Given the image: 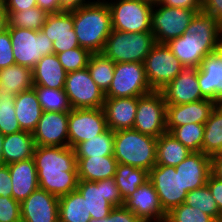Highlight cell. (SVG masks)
<instances>
[{"label": "cell", "instance_id": "cell-37", "mask_svg": "<svg viewBox=\"0 0 222 222\" xmlns=\"http://www.w3.org/2000/svg\"><path fill=\"white\" fill-rule=\"evenodd\" d=\"M115 64L102 53L92 54L89 59L87 68L93 81L104 94L108 91L114 78Z\"/></svg>", "mask_w": 222, "mask_h": 222}, {"label": "cell", "instance_id": "cell-35", "mask_svg": "<svg viewBox=\"0 0 222 222\" xmlns=\"http://www.w3.org/2000/svg\"><path fill=\"white\" fill-rule=\"evenodd\" d=\"M114 131L107 129L105 132L92 139L81 142L74 147L76 157H99L113 155Z\"/></svg>", "mask_w": 222, "mask_h": 222}, {"label": "cell", "instance_id": "cell-59", "mask_svg": "<svg viewBox=\"0 0 222 222\" xmlns=\"http://www.w3.org/2000/svg\"><path fill=\"white\" fill-rule=\"evenodd\" d=\"M220 49L222 50V26H221V37H220Z\"/></svg>", "mask_w": 222, "mask_h": 222}, {"label": "cell", "instance_id": "cell-18", "mask_svg": "<svg viewBox=\"0 0 222 222\" xmlns=\"http://www.w3.org/2000/svg\"><path fill=\"white\" fill-rule=\"evenodd\" d=\"M32 135L36 146H69L68 113L43 112Z\"/></svg>", "mask_w": 222, "mask_h": 222}, {"label": "cell", "instance_id": "cell-47", "mask_svg": "<svg viewBox=\"0 0 222 222\" xmlns=\"http://www.w3.org/2000/svg\"><path fill=\"white\" fill-rule=\"evenodd\" d=\"M211 195L216 201V204L222 213V180L216 177L212 172L208 176L207 184Z\"/></svg>", "mask_w": 222, "mask_h": 222}, {"label": "cell", "instance_id": "cell-36", "mask_svg": "<svg viewBox=\"0 0 222 222\" xmlns=\"http://www.w3.org/2000/svg\"><path fill=\"white\" fill-rule=\"evenodd\" d=\"M6 24L12 27L39 31L44 25L48 13L38 6L23 11H3Z\"/></svg>", "mask_w": 222, "mask_h": 222}, {"label": "cell", "instance_id": "cell-8", "mask_svg": "<svg viewBox=\"0 0 222 222\" xmlns=\"http://www.w3.org/2000/svg\"><path fill=\"white\" fill-rule=\"evenodd\" d=\"M201 9L175 8L155 3L151 12V32L156 43L166 44L185 33Z\"/></svg>", "mask_w": 222, "mask_h": 222}, {"label": "cell", "instance_id": "cell-15", "mask_svg": "<svg viewBox=\"0 0 222 222\" xmlns=\"http://www.w3.org/2000/svg\"><path fill=\"white\" fill-rule=\"evenodd\" d=\"M107 129L102 108L72 109L68 113V141L71 148L102 134Z\"/></svg>", "mask_w": 222, "mask_h": 222}, {"label": "cell", "instance_id": "cell-23", "mask_svg": "<svg viewBox=\"0 0 222 222\" xmlns=\"http://www.w3.org/2000/svg\"><path fill=\"white\" fill-rule=\"evenodd\" d=\"M212 157L203 152H192L179 165L175 166L179 171L182 187L190 192L207 184L211 173Z\"/></svg>", "mask_w": 222, "mask_h": 222}, {"label": "cell", "instance_id": "cell-5", "mask_svg": "<svg viewBox=\"0 0 222 222\" xmlns=\"http://www.w3.org/2000/svg\"><path fill=\"white\" fill-rule=\"evenodd\" d=\"M155 44L152 32L128 33L112 29L102 54L114 63H144Z\"/></svg>", "mask_w": 222, "mask_h": 222}, {"label": "cell", "instance_id": "cell-13", "mask_svg": "<svg viewBox=\"0 0 222 222\" xmlns=\"http://www.w3.org/2000/svg\"><path fill=\"white\" fill-rule=\"evenodd\" d=\"M64 90L72 109L103 107L105 94L93 81L87 67L68 72Z\"/></svg>", "mask_w": 222, "mask_h": 222}, {"label": "cell", "instance_id": "cell-28", "mask_svg": "<svg viewBox=\"0 0 222 222\" xmlns=\"http://www.w3.org/2000/svg\"><path fill=\"white\" fill-rule=\"evenodd\" d=\"M36 143L31 132L19 131L4 135L3 164L9 165L33 158Z\"/></svg>", "mask_w": 222, "mask_h": 222}, {"label": "cell", "instance_id": "cell-52", "mask_svg": "<svg viewBox=\"0 0 222 222\" xmlns=\"http://www.w3.org/2000/svg\"><path fill=\"white\" fill-rule=\"evenodd\" d=\"M60 10L70 12L92 3L91 0H58Z\"/></svg>", "mask_w": 222, "mask_h": 222}, {"label": "cell", "instance_id": "cell-48", "mask_svg": "<svg viewBox=\"0 0 222 222\" xmlns=\"http://www.w3.org/2000/svg\"><path fill=\"white\" fill-rule=\"evenodd\" d=\"M9 167L0 165V196L12 197V183Z\"/></svg>", "mask_w": 222, "mask_h": 222}, {"label": "cell", "instance_id": "cell-39", "mask_svg": "<svg viewBox=\"0 0 222 222\" xmlns=\"http://www.w3.org/2000/svg\"><path fill=\"white\" fill-rule=\"evenodd\" d=\"M184 203L191 207L200 209L203 213L212 217L216 222H222V213L220 212L207 185L188 192Z\"/></svg>", "mask_w": 222, "mask_h": 222}, {"label": "cell", "instance_id": "cell-49", "mask_svg": "<svg viewBox=\"0 0 222 222\" xmlns=\"http://www.w3.org/2000/svg\"><path fill=\"white\" fill-rule=\"evenodd\" d=\"M201 10L213 15L222 24V0H205Z\"/></svg>", "mask_w": 222, "mask_h": 222}, {"label": "cell", "instance_id": "cell-17", "mask_svg": "<svg viewBox=\"0 0 222 222\" xmlns=\"http://www.w3.org/2000/svg\"><path fill=\"white\" fill-rule=\"evenodd\" d=\"M41 30L53 43V54L80 47L74 31L72 11L48 14Z\"/></svg>", "mask_w": 222, "mask_h": 222}, {"label": "cell", "instance_id": "cell-6", "mask_svg": "<svg viewBox=\"0 0 222 222\" xmlns=\"http://www.w3.org/2000/svg\"><path fill=\"white\" fill-rule=\"evenodd\" d=\"M10 33L15 64L33 69L43 57L53 54V43L42 31L5 25Z\"/></svg>", "mask_w": 222, "mask_h": 222}, {"label": "cell", "instance_id": "cell-54", "mask_svg": "<svg viewBox=\"0 0 222 222\" xmlns=\"http://www.w3.org/2000/svg\"><path fill=\"white\" fill-rule=\"evenodd\" d=\"M211 172L222 180V153L212 156Z\"/></svg>", "mask_w": 222, "mask_h": 222}, {"label": "cell", "instance_id": "cell-55", "mask_svg": "<svg viewBox=\"0 0 222 222\" xmlns=\"http://www.w3.org/2000/svg\"><path fill=\"white\" fill-rule=\"evenodd\" d=\"M3 141H4V135L0 132V165H3V152H2Z\"/></svg>", "mask_w": 222, "mask_h": 222}, {"label": "cell", "instance_id": "cell-24", "mask_svg": "<svg viewBox=\"0 0 222 222\" xmlns=\"http://www.w3.org/2000/svg\"><path fill=\"white\" fill-rule=\"evenodd\" d=\"M138 97L105 98L103 111L107 127L118 131L132 129L137 112Z\"/></svg>", "mask_w": 222, "mask_h": 222}, {"label": "cell", "instance_id": "cell-46", "mask_svg": "<svg viewBox=\"0 0 222 222\" xmlns=\"http://www.w3.org/2000/svg\"><path fill=\"white\" fill-rule=\"evenodd\" d=\"M15 65L12 43L9 31L4 27L0 31V70Z\"/></svg>", "mask_w": 222, "mask_h": 222}, {"label": "cell", "instance_id": "cell-61", "mask_svg": "<svg viewBox=\"0 0 222 222\" xmlns=\"http://www.w3.org/2000/svg\"><path fill=\"white\" fill-rule=\"evenodd\" d=\"M147 222H149V221H147ZM156 222H167V220L163 219V220H159V221H156Z\"/></svg>", "mask_w": 222, "mask_h": 222}, {"label": "cell", "instance_id": "cell-26", "mask_svg": "<svg viewBox=\"0 0 222 222\" xmlns=\"http://www.w3.org/2000/svg\"><path fill=\"white\" fill-rule=\"evenodd\" d=\"M34 86L64 89L67 72L56 54L43 56L32 69Z\"/></svg>", "mask_w": 222, "mask_h": 222}, {"label": "cell", "instance_id": "cell-29", "mask_svg": "<svg viewBox=\"0 0 222 222\" xmlns=\"http://www.w3.org/2000/svg\"><path fill=\"white\" fill-rule=\"evenodd\" d=\"M14 107L21 130L32 133L43 113L35 90L32 88L17 94Z\"/></svg>", "mask_w": 222, "mask_h": 222}, {"label": "cell", "instance_id": "cell-25", "mask_svg": "<svg viewBox=\"0 0 222 222\" xmlns=\"http://www.w3.org/2000/svg\"><path fill=\"white\" fill-rule=\"evenodd\" d=\"M12 183V197L23 202L39 188L34 159H26L8 165Z\"/></svg>", "mask_w": 222, "mask_h": 222}, {"label": "cell", "instance_id": "cell-3", "mask_svg": "<svg viewBox=\"0 0 222 222\" xmlns=\"http://www.w3.org/2000/svg\"><path fill=\"white\" fill-rule=\"evenodd\" d=\"M74 31L80 47L92 54L102 53L112 31L111 14L106 0H97L72 11Z\"/></svg>", "mask_w": 222, "mask_h": 222}, {"label": "cell", "instance_id": "cell-14", "mask_svg": "<svg viewBox=\"0 0 222 222\" xmlns=\"http://www.w3.org/2000/svg\"><path fill=\"white\" fill-rule=\"evenodd\" d=\"M148 180L154 186L166 214L184 203L188 192L182 187L181 176L175 166L155 165L149 171Z\"/></svg>", "mask_w": 222, "mask_h": 222}, {"label": "cell", "instance_id": "cell-51", "mask_svg": "<svg viewBox=\"0 0 222 222\" xmlns=\"http://www.w3.org/2000/svg\"><path fill=\"white\" fill-rule=\"evenodd\" d=\"M161 5L185 9H201V4L197 0H160Z\"/></svg>", "mask_w": 222, "mask_h": 222}, {"label": "cell", "instance_id": "cell-34", "mask_svg": "<svg viewBox=\"0 0 222 222\" xmlns=\"http://www.w3.org/2000/svg\"><path fill=\"white\" fill-rule=\"evenodd\" d=\"M114 179L124 201L130 194L137 190L139 186L148 181L149 171L118 163Z\"/></svg>", "mask_w": 222, "mask_h": 222}, {"label": "cell", "instance_id": "cell-31", "mask_svg": "<svg viewBox=\"0 0 222 222\" xmlns=\"http://www.w3.org/2000/svg\"><path fill=\"white\" fill-rule=\"evenodd\" d=\"M191 153L169 132L163 133L157 138L156 165L177 166Z\"/></svg>", "mask_w": 222, "mask_h": 222}, {"label": "cell", "instance_id": "cell-44", "mask_svg": "<svg viewBox=\"0 0 222 222\" xmlns=\"http://www.w3.org/2000/svg\"><path fill=\"white\" fill-rule=\"evenodd\" d=\"M0 222H21L20 203L13 197L0 196Z\"/></svg>", "mask_w": 222, "mask_h": 222}, {"label": "cell", "instance_id": "cell-50", "mask_svg": "<svg viewBox=\"0 0 222 222\" xmlns=\"http://www.w3.org/2000/svg\"><path fill=\"white\" fill-rule=\"evenodd\" d=\"M37 6V0H6L3 11H23Z\"/></svg>", "mask_w": 222, "mask_h": 222}, {"label": "cell", "instance_id": "cell-42", "mask_svg": "<svg viewBox=\"0 0 222 222\" xmlns=\"http://www.w3.org/2000/svg\"><path fill=\"white\" fill-rule=\"evenodd\" d=\"M56 55L62 67L68 73L86 68L92 53L85 48L77 47Z\"/></svg>", "mask_w": 222, "mask_h": 222}, {"label": "cell", "instance_id": "cell-21", "mask_svg": "<svg viewBox=\"0 0 222 222\" xmlns=\"http://www.w3.org/2000/svg\"><path fill=\"white\" fill-rule=\"evenodd\" d=\"M198 84L206 99L222 104V50L207 55L197 70Z\"/></svg>", "mask_w": 222, "mask_h": 222}, {"label": "cell", "instance_id": "cell-16", "mask_svg": "<svg viewBox=\"0 0 222 222\" xmlns=\"http://www.w3.org/2000/svg\"><path fill=\"white\" fill-rule=\"evenodd\" d=\"M197 67H185L162 90L166 105H181L206 99L200 90Z\"/></svg>", "mask_w": 222, "mask_h": 222}, {"label": "cell", "instance_id": "cell-4", "mask_svg": "<svg viewBox=\"0 0 222 222\" xmlns=\"http://www.w3.org/2000/svg\"><path fill=\"white\" fill-rule=\"evenodd\" d=\"M157 138L135 129L114 132L113 156L117 163L150 171L156 165Z\"/></svg>", "mask_w": 222, "mask_h": 222}, {"label": "cell", "instance_id": "cell-60", "mask_svg": "<svg viewBox=\"0 0 222 222\" xmlns=\"http://www.w3.org/2000/svg\"><path fill=\"white\" fill-rule=\"evenodd\" d=\"M2 93V81H1V78H0V94Z\"/></svg>", "mask_w": 222, "mask_h": 222}, {"label": "cell", "instance_id": "cell-40", "mask_svg": "<svg viewBox=\"0 0 222 222\" xmlns=\"http://www.w3.org/2000/svg\"><path fill=\"white\" fill-rule=\"evenodd\" d=\"M169 133L191 152H202L204 124L188 123L174 127Z\"/></svg>", "mask_w": 222, "mask_h": 222}, {"label": "cell", "instance_id": "cell-11", "mask_svg": "<svg viewBox=\"0 0 222 222\" xmlns=\"http://www.w3.org/2000/svg\"><path fill=\"white\" fill-rule=\"evenodd\" d=\"M145 75L151 89L161 91L185 68L166 44L156 43L144 61Z\"/></svg>", "mask_w": 222, "mask_h": 222}, {"label": "cell", "instance_id": "cell-45", "mask_svg": "<svg viewBox=\"0 0 222 222\" xmlns=\"http://www.w3.org/2000/svg\"><path fill=\"white\" fill-rule=\"evenodd\" d=\"M89 222H143L135 213L124 205L114 207L108 216L104 218H91Z\"/></svg>", "mask_w": 222, "mask_h": 222}, {"label": "cell", "instance_id": "cell-1", "mask_svg": "<svg viewBox=\"0 0 222 222\" xmlns=\"http://www.w3.org/2000/svg\"><path fill=\"white\" fill-rule=\"evenodd\" d=\"M39 188L57 197L77 189V159L70 146H36L33 155Z\"/></svg>", "mask_w": 222, "mask_h": 222}, {"label": "cell", "instance_id": "cell-58", "mask_svg": "<svg viewBox=\"0 0 222 222\" xmlns=\"http://www.w3.org/2000/svg\"><path fill=\"white\" fill-rule=\"evenodd\" d=\"M145 1L155 4V3H158L160 0H145Z\"/></svg>", "mask_w": 222, "mask_h": 222}, {"label": "cell", "instance_id": "cell-20", "mask_svg": "<svg viewBox=\"0 0 222 222\" xmlns=\"http://www.w3.org/2000/svg\"><path fill=\"white\" fill-rule=\"evenodd\" d=\"M123 205L135 213L143 222H156L166 219L158 194L148 180L130 194Z\"/></svg>", "mask_w": 222, "mask_h": 222}, {"label": "cell", "instance_id": "cell-53", "mask_svg": "<svg viewBox=\"0 0 222 222\" xmlns=\"http://www.w3.org/2000/svg\"><path fill=\"white\" fill-rule=\"evenodd\" d=\"M37 6L48 14L62 12L58 0H37Z\"/></svg>", "mask_w": 222, "mask_h": 222}, {"label": "cell", "instance_id": "cell-56", "mask_svg": "<svg viewBox=\"0 0 222 222\" xmlns=\"http://www.w3.org/2000/svg\"><path fill=\"white\" fill-rule=\"evenodd\" d=\"M6 24V17L3 14V11L0 10V31H2Z\"/></svg>", "mask_w": 222, "mask_h": 222}, {"label": "cell", "instance_id": "cell-32", "mask_svg": "<svg viewBox=\"0 0 222 222\" xmlns=\"http://www.w3.org/2000/svg\"><path fill=\"white\" fill-rule=\"evenodd\" d=\"M59 222H89L91 215L85 198L77 191L59 197Z\"/></svg>", "mask_w": 222, "mask_h": 222}, {"label": "cell", "instance_id": "cell-30", "mask_svg": "<svg viewBox=\"0 0 222 222\" xmlns=\"http://www.w3.org/2000/svg\"><path fill=\"white\" fill-rule=\"evenodd\" d=\"M2 93L16 96L34 87L32 69L21 65H12L0 70Z\"/></svg>", "mask_w": 222, "mask_h": 222}, {"label": "cell", "instance_id": "cell-19", "mask_svg": "<svg viewBox=\"0 0 222 222\" xmlns=\"http://www.w3.org/2000/svg\"><path fill=\"white\" fill-rule=\"evenodd\" d=\"M21 222H59V197L38 188L20 203Z\"/></svg>", "mask_w": 222, "mask_h": 222}, {"label": "cell", "instance_id": "cell-22", "mask_svg": "<svg viewBox=\"0 0 222 222\" xmlns=\"http://www.w3.org/2000/svg\"><path fill=\"white\" fill-rule=\"evenodd\" d=\"M216 105L217 103L210 99L181 105H167V132H170L174 127L188 123L205 124Z\"/></svg>", "mask_w": 222, "mask_h": 222}, {"label": "cell", "instance_id": "cell-10", "mask_svg": "<svg viewBox=\"0 0 222 222\" xmlns=\"http://www.w3.org/2000/svg\"><path fill=\"white\" fill-rule=\"evenodd\" d=\"M152 91L144 63L122 62L115 64L114 78L105 98L140 97Z\"/></svg>", "mask_w": 222, "mask_h": 222}, {"label": "cell", "instance_id": "cell-38", "mask_svg": "<svg viewBox=\"0 0 222 222\" xmlns=\"http://www.w3.org/2000/svg\"><path fill=\"white\" fill-rule=\"evenodd\" d=\"M40 106L43 112H64L72 110L64 89H51L42 86H34Z\"/></svg>", "mask_w": 222, "mask_h": 222}, {"label": "cell", "instance_id": "cell-12", "mask_svg": "<svg viewBox=\"0 0 222 222\" xmlns=\"http://www.w3.org/2000/svg\"><path fill=\"white\" fill-rule=\"evenodd\" d=\"M167 105L161 91H152L138 97L133 129L158 138L166 129Z\"/></svg>", "mask_w": 222, "mask_h": 222}, {"label": "cell", "instance_id": "cell-2", "mask_svg": "<svg viewBox=\"0 0 222 222\" xmlns=\"http://www.w3.org/2000/svg\"><path fill=\"white\" fill-rule=\"evenodd\" d=\"M222 24L211 14L199 11L185 33L166 43L184 67H197L203 59L220 49Z\"/></svg>", "mask_w": 222, "mask_h": 222}, {"label": "cell", "instance_id": "cell-27", "mask_svg": "<svg viewBox=\"0 0 222 222\" xmlns=\"http://www.w3.org/2000/svg\"><path fill=\"white\" fill-rule=\"evenodd\" d=\"M76 159L78 179L92 182L114 177L118 164L113 155Z\"/></svg>", "mask_w": 222, "mask_h": 222}, {"label": "cell", "instance_id": "cell-57", "mask_svg": "<svg viewBox=\"0 0 222 222\" xmlns=\"http://www.w3.org/2000/svg\"><path fill=\"white\" fill-rule=\"evenodd\" d=\"M5 3H6V0H0V10L3 11V9L5 7Z\"/></svg>", "mask_w": 222, "mask_h": 222}, {"label": "cell", "instance_id": "cell-7", "mask_svg": "<svg viewBox=\"0 0 222 222\" xmlns=\"http://www.w3.org/2000/svg\"><path fill=\"white\" fill-rule=\"evenodd\" d=\"M109 1L112 29L128 33L151 32L153 3L145 0Z\"/></svg>", "mask_w": 222, "mask_h": 222}, {"label": "cell", "instance_id": "cell-62", "mask_svg": "<svg viewBox=\"0 0 222 222\" xmlns=\"http://www.w3.org/2000/svg\"><path fill=\"white\" fill-rule=\"evenodd\" d=\"M197 1L202 5L205 0H197Z\"/></svg>", "mask_w": 222, "mask_h": 222}, {"label": "cell", "instance_id": "cell-43", "mask_svg": "<svg viewBox=\"0 0 222 222\" xmlns=\"http://www.w3.org/2000/svg\"><path fill=\"white\" fill-rule=\"evenodd\" d=\"M167 222H216L200 209L182 203L166 215Z\"/></svg>", "mask_w": 222, "mask_h": 222}, {"label": "cell", "instance_id": "cell-41", "mask_svg": "<svg viewBox=\"0 0 222 222\" xmlns=\"http://www.w3.org/2000/svg\"><path fill=\"white\" fill-rule=\"evenodd\" d=\"M15 96L1 93L0 132L8 135L22 131L15 114Z\"/></svg>", "mask_w": 222, "mask_h": 222}, {"label": "cell", "instance_id": "cell-33", "mask_svg": "<svg viewBox=\"0 0 222 222\" xmlns=\"http://www.w3.org/2000/svg\"><path fill=\"white\" fill-rule=\"evenodd\" d=\"M202 152L209 156L222 153V104H217L204 124Z\"/></svg>", "mask_w": 222, "mask_h": 222}, {"label": "cell", "instance_id": "cell-9", "mask_svg": "<svg viewBox=\"0 0 222 222\" xmlns=\"http://www.w3.org/2000/svg\"><path fill=\"white\" fill-rule=\"evenodd\" d=\"M76 190L85 198L91 218H104L124 203L114 177L97 182L78 180Z\"/></svg>", "mask_w": 222, "mask_h": 222}]
</instances>
